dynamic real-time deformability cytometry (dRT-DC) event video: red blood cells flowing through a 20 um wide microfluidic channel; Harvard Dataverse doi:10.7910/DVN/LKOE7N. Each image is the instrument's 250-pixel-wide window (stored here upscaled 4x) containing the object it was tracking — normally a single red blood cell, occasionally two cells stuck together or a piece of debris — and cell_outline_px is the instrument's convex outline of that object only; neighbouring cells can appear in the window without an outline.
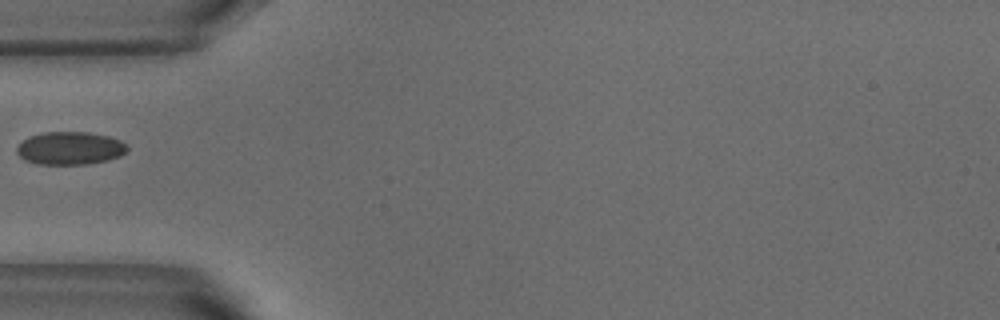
{"species": "common noctule bat (a hibernating species)", "species_latin": "Nyctalus noctula", "temperature_condition": "warm", "stored_images_in_passage": 37, "camera_frame_rate_fps": 3000, "um_per_image_px": 0.085, "animal": {"sex": "male", "body_mass_g": 18.8}, "frame": {"image": 1, "passage_image": 1, "time_ms": 0.0, "image_size_px": [1000, 320], "cell_outline_px": [[128, 148], [120, 156], [104, 160], [84, 164], [36, 164], [24, 160], [16, 152], [16, 148], [28, 136], [44, 132], [88, 132], [108, 136], [120, 140], [128, 144]], "centroid_in_image_um": [5.93, 12.59], "position_along_channel_um": 79.1, "area_um2": 21.1}}
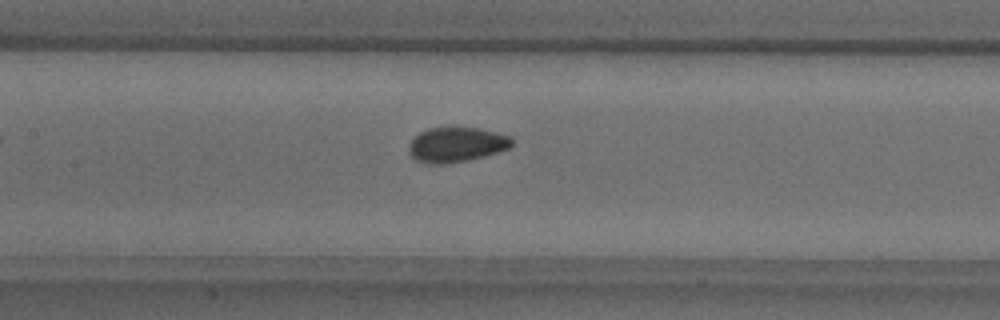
{"frame": {"image": 2, "passage_image": 8, "time_ms": 2.333, "image_size_px": [1000, 320], "cell_outline_px": [[512, 144], [508, 148], [484, 156], [468, 160], [444, 164], [424, 164], [416, 160], [412, 156], [408, 148], [408, 144], [420, 132], [428, 128], [476, 128], [508, 136], [512, 140]], "centroid_in_image_um": [38.73, 12.31], "position_along_channel_um": 168.7, "area_um2": 20.58}}
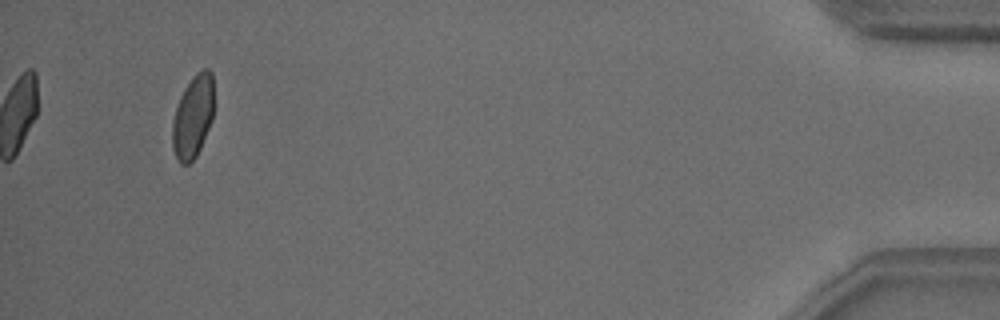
{"frame": {"image": 3, "passage_image": 34, "time_ms": 11.0, "image_size_px": [1000, 320], "cell_outline_px": [[212, 120], [200, 148], [196, 156], [188, 164], [180, 164], [176, 160], [172, 148], [172, 124], [176, 108], [180, 96], [184, 88], [196, 72], [204, 68], [208, 68], [212, 72]], "centroid_in_image_um": [16.37, 9.93], "position_along_channel_um": 418.8, "area_um2": 19.94}}